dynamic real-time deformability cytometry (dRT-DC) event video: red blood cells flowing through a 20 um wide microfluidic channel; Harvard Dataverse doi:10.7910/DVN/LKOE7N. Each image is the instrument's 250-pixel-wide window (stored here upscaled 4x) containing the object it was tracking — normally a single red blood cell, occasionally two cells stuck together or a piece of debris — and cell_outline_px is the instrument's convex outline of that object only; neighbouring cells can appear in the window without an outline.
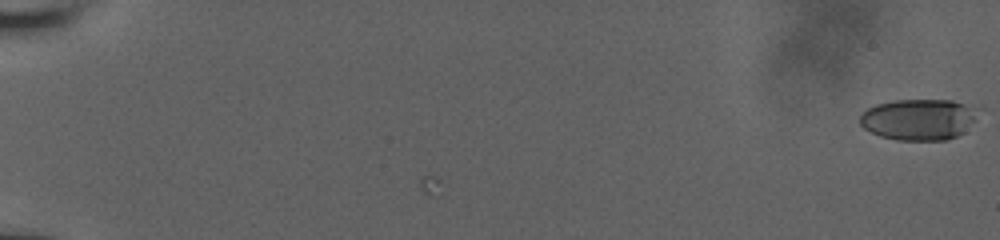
{"species": "human", "species_latin": "Homo sapiens", "temperature_condition": "room temperature", "stored_images_in_passage": 4, "camera_frame_rate_fps": 3000, "um_per_image_px": 0.085, "donor": {"sex": "male"}, "frame": {"image": 1, "passage_image": 4, "time_ms": 1.667, "image_size_px": [1000, 240], "cell_outline_px": [[984, 108], [976, 120], [964, 132], [956, 136], [944, 140], [896, 140], [880, 136], [864, 128], [860, 124], [860, 116], [868, 108], [876, 104], [896, 100], [952, 100]], "centroid_in_image_um": [78.18, 10.14], "position_along_channel_um": 6.8, "area_um2": 28.78}}